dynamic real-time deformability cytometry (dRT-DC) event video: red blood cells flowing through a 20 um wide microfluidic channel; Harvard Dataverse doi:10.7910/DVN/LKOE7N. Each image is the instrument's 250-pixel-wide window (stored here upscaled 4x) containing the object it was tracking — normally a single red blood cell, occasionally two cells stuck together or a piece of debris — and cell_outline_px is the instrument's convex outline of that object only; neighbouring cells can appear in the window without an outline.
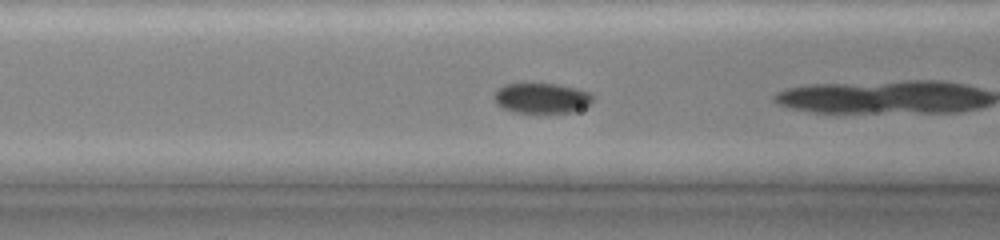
{"species": "common noctule bat (a hibernating species)", "species_latin": "Nyctalus noctula", "temperature_condition": "cold", "stored_images_in_passage": 11, "camera_frame_rate_fps": 3000, "um_per_image_px": 0.085, "animal": {"sex": "female", "body_mass_g": 19.0, "forearm_length_mm": 51.5}, "frame": {"image": 1, "passage_image": 10, "time_ms": 4.667, "image_size_px": [1000, 240], "cell_outline_px": [[592, 100], [588, 104], [572, 112], [512, 112], [496, 104], [492, 96], [504, 84], [556, 84], [576, 88], [588, 92], [592, 96]], "centroid_in_image_um": [45.99, 8.34], "position_along_channel_um": 120.6, "area_um2": 17.05}}